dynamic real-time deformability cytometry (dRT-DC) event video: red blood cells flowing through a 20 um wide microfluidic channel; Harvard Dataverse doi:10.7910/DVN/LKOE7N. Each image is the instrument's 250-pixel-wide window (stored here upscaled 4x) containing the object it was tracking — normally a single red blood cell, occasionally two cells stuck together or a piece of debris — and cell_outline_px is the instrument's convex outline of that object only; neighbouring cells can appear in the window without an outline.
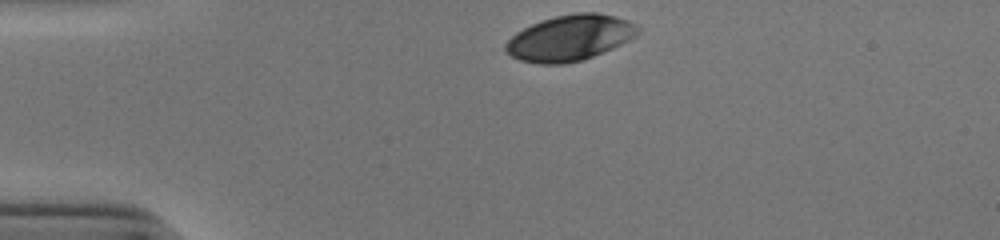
{"species": "human", "species_latin": "Homo sapiens", "temperature_condition": "cold", "stored_images_in_passage": 31, "camera_frame_rate_fps": 3000, "um_per_image_px": 0.085, "donor": {"sex": "male"}, "frame": {"image": 1, "passage_image": 1, "time_ms": 0.0, "image_size_px": [1000, 240], "cell_outline_px": [[640, 32], [636, 36], [612, 48], [592, 56], [580, 60], [560, 64], [540, 64], [520, 60], [504, 52], [504, 44], [516, 32], [540, 20], [556, 16], [576, 12], [600, 12], [628, 20], [636, 24], [640, 28]], "centroid_in_image_um": [48.43, 3.2], "position_along_channel_um": 36.6, "area_um2": 35.2}}
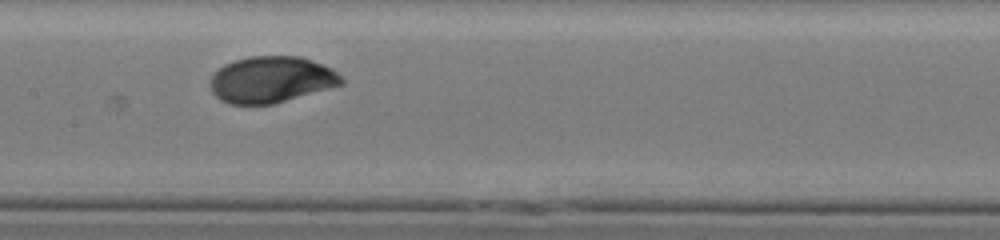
{"frame": {"image": 2, "passage_image": 16, "time_ms": 5.0, "image_size_px": [1000, 240], "cell_outline_px": [[344, 84], [272, 104], [228, 104], [220, 100], [212, 92], [208, 80], [224, 64], [248, 56], [300, 56], [332, 68], [344, 80]], "centroid_in_image_um": [23.03, 6.76], "position_along_channel_um": 184.4, "area_um2": 35.37}}
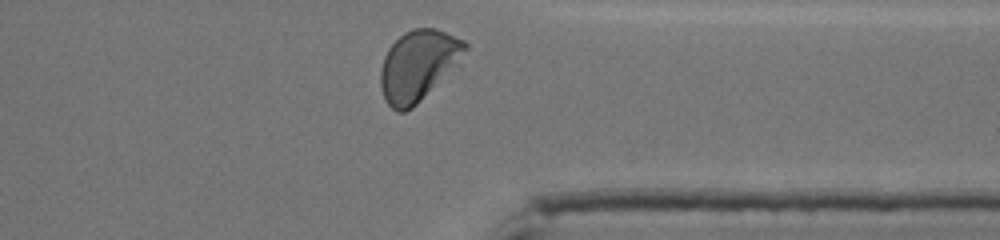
{"frame": {"image": 3, "passage_image": 31, "time_ms": 10.0, "image_size_px": [1000, 240], "cell_outline_px": [[468, 48], [464, 68], [412, 108], [404, 112], [396, 112], [384, 100], [380, 84], [380, 72], [384, 56], [388, 48], [404, 32], [412, 28], [436, 28], [464, 40], [468, 44]], "centroid_in_image_um": [35.69, 5.6], "position_along_channel_um": 375.7, "area_um2": 36.76}, "authors_computed_cell_mechanics": {"area_um2": 35.4314, "velocity_mm_per_s": 3.8684, "shape_relaxation_time_tau1_ms": 4.2703, "shape_relaxation_time_tau2_ms": null, "deformation_change_tau1": 0.1789, "deformation_change_tau2": null}}